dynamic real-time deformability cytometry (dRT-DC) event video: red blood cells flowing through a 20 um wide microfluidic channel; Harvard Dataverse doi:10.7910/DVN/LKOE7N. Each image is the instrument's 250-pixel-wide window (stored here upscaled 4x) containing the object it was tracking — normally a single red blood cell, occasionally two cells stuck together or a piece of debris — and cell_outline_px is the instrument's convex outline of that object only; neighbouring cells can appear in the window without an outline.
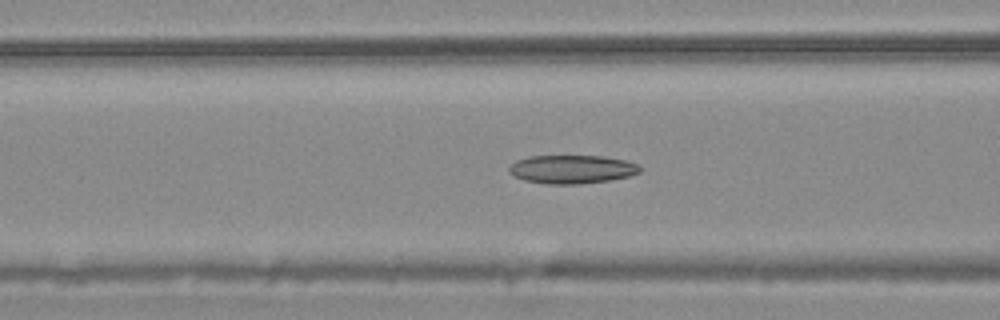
{"species": "common noctule bat (a hibernating species)", "species_latin": "Nyctalus noctula", "temperature_condition": "warm", "stored_images_in_passage": 43, "camera_frame_rate_fps": 3000, "um_per_image_px": 0.085, "animal": {"sex": "male", "body_mass_g": 20.4}, "frame": {"image": 1, "passage_image": 21, "time_ms": 6.667, "image_size_px": [1000, 320], "cell_outline_px": [[640, 172], [628, 176], [608, 180], [576, 184], [548, 184], [524, 180], [508, 172], [508, 168], [516, 160], [528, 156], [604, 156], [624, 160], [640, 164]], "centroid_in_image_um": [48.6, 14.38], "position_along_channel_um": 118.0, "area_um2": 21.62}}
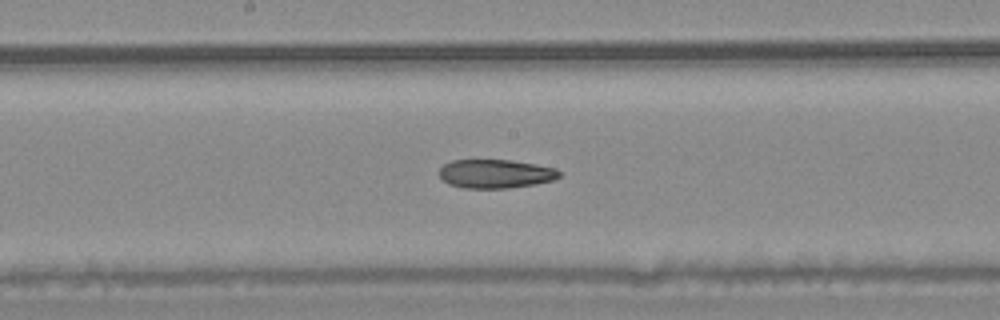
{"frame": {"image": 2, "passage_image": 28, "time_ms": 9.0, "image_size_px": [1000, 320], "cell_outline_px": [[560, 176], [556, 180], [536, 184], [508, 188], [464, 188], [448, 184], [440, 176], [440, 168], [444, 164], [452, 160], [512, 160], [536, 164], [556, 168], [560, 172]], "centroid_in_image_um": [42.15, 14.77], "position_along_channel_um": 206.0, "area_um2": 20.23}}
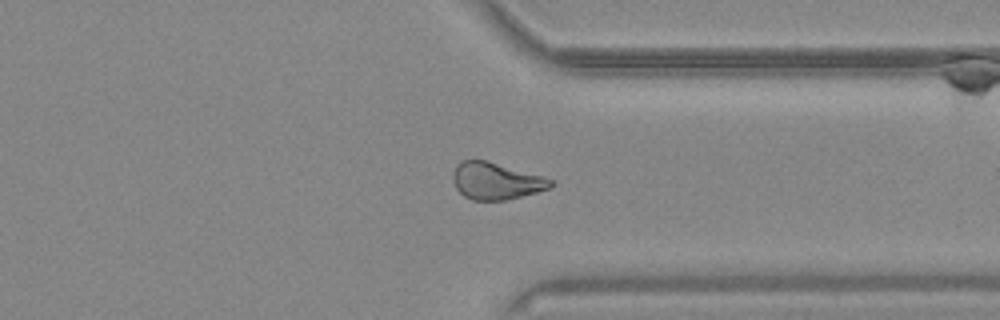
{"frame": {"image": 3, "passage_image": 41, "time_ms": 13.333, "image_size_px": [1000, 320], "cell_outline_px": [[556, 184], [548, 188], [536, 192], [504, 200], [472, 200], [464, 196], [456, 188], [452, 180], [452, 172], [456, 164], [460, 160], [484, 160], [544, 176], [552, 180]], "centroid_in_image_um": [42.12, 15.37], "position_along_channel_um": 369.3, "area_um2": 20.98}}